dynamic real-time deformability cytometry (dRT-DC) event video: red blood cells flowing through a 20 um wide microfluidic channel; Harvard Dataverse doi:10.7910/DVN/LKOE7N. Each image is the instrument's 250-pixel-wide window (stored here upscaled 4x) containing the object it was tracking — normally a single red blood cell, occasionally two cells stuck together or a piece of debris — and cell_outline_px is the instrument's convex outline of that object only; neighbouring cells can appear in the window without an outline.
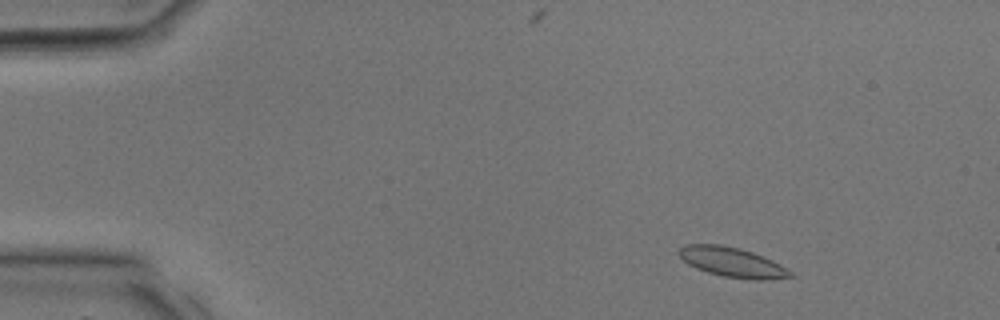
{"species": "common noctule bat (a hibernating species)", "species_latin": "Nyctalus noctula", "temperature_condition": "room temperature", "stored_images_in_passage": 32, "camera_frame_rate_fps": 3000, "um_per_image_px": 0.085, "animal": {"sex": "male", "body_mass_g": 17.9, "forearm_length_mm": 54.2}, "frame": {"image": 1, "passage_image": 3, "time_ms": 0.667, "image_size_px": [1000, 320], "cell_outline_px": [[792, 276], [764, 280], [756, 280], [724, 276], [708, 272], [696, 268], [688, 264], [676, 252], [684, 244], [720, 244], [740, 248], [752, 252], [772, 260], [788, 268], [792, 272]], "centroid_in_image_um": [62.22, 22.27], "position_along_channel_um": 22.8, "area_um2": 19.19}}
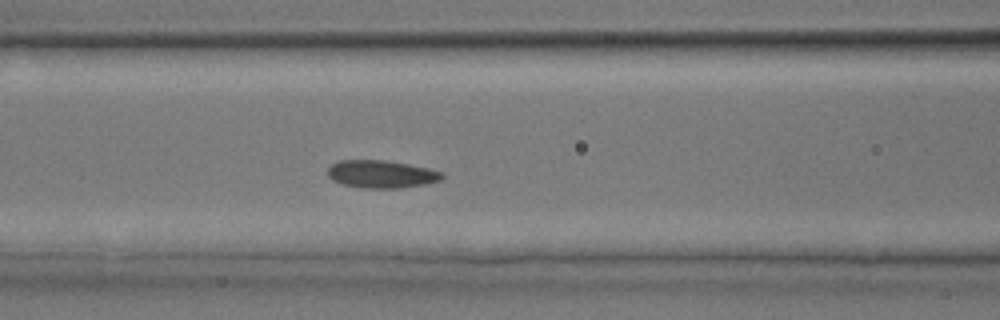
{"frame": {"image": 2, "passage_image": 13, "time_ms": 4.0, "image_size_px": [1000, 320], "cell_outline_px": [[444, 176], [440, 180], [424, 184], [400, 188], [364, 188], [344, 184], [332, 180], [328, 176], [328, 168], [332, 164], [340, 160], [384, 160], [408, 164], [428, 168], [444, 172]], "centroid_in_image_um": [32.42, 14.79], "position_along_channel_um": 134.2, "area_um2": 18.38}}
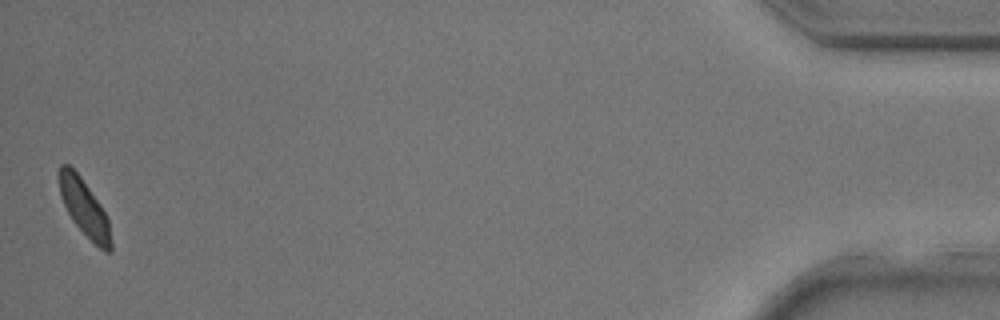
{"frame": {"image": 3, "passage_image": 32, "time_ms": 10.333, "image_size_px": [1000, 320], "cell_outline_px": [[112, 252], [104, 252], [72, 220], [60, 196], [60, 164], [68, 164], [80, 176], [100, 204], [108, 220], [112, 244]], "centroid_in_image_um": [7.19, 17.69], "position_along_channel_um": 428.0, "area_um2": 16.53}}